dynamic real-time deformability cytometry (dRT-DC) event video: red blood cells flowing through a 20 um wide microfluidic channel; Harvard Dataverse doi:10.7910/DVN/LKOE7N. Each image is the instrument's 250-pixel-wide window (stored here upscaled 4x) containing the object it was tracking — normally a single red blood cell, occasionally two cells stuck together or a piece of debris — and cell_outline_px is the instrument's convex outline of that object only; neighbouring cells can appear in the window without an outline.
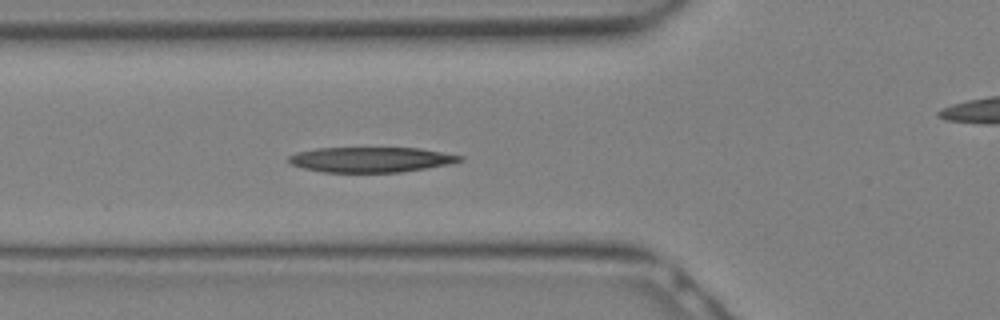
{"species": "Egyptian fruit bat (a non-hibernating species)", "species_latin": "Rousettus aegyptiacus", "temperature_condition": "warm", "stored_images_in_passage": 12, "camera_frame_rate_fps": 3000, "um_per_image_px": 0.085, "animal": {"sex": "female"}, "frame": {"image": 1, "passage_image": 10, "time_ms": 3.0, "image_size_px": [1000, 320], "cell_outline_px": [[464, 160], [448, 164], [400, 172], [324, 172], [304, 168], [292, 164], [288, 160], [288, 156], [296, 152], [316, 148], [420, 148], [464, 156]], "centroid_in_image_um": [31.52, 13.56], "position_along_channel_um": 94.3, "area_um2": 24.97}}
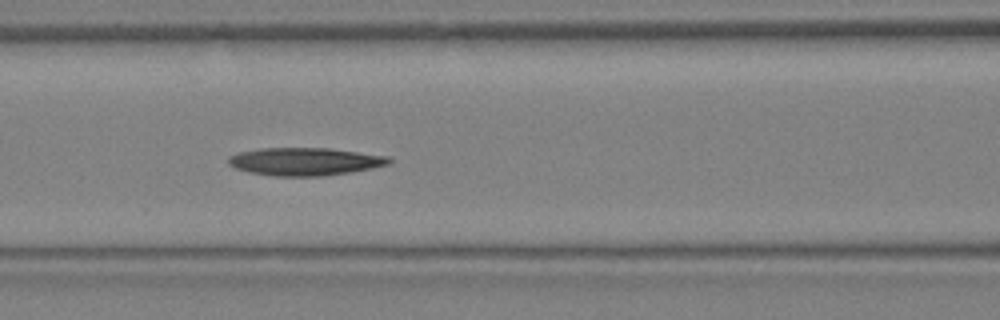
{"frame": {"image": 2, "passage_image": 12, "time_ms": 3.667, "image_size_px": [1000, 320], "cell_outline_px": [[392, 160], [388, 164], [372, 168], [352, 172], [324, 176], [272, 176], [248, 172], [236, 168], [228, 164], [228, 156], [236, 152], [260, 148], [328, 148], [388, 156]], "centroid_in_image_um": [25.87, 13.73], "position_along_channel_um": 140.7, "area_um2": 26.18}}